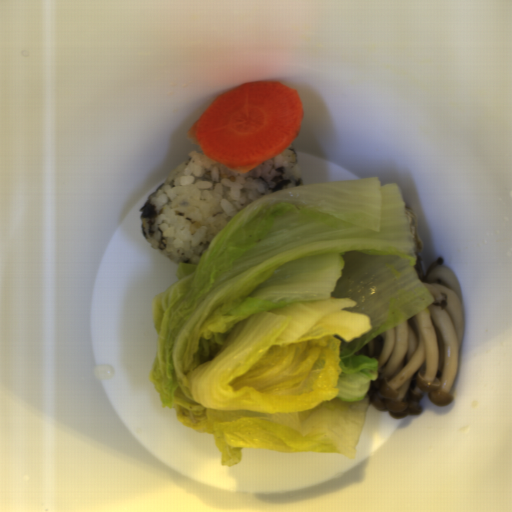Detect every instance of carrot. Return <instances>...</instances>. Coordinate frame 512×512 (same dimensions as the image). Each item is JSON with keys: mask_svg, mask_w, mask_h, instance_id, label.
I'll list each match as a JSON object with an SVG mask.
<instances>
[{"mask_svg": "<svg viewBox=\"0 0 512 512\" xmlns=\"http://www.w3.org/2000/svg\"><path fill=\"white\" fill-rule=\"evenodd\" d=\"M303 114L291 86L247 82L216 98L186 135L209 159L243 173L287 149L301 132Z\"/></svg>", "mask_w": 512, "mask_h": 512, "instance_id": "obj_1", "label": "carrot"}]
</instances>
